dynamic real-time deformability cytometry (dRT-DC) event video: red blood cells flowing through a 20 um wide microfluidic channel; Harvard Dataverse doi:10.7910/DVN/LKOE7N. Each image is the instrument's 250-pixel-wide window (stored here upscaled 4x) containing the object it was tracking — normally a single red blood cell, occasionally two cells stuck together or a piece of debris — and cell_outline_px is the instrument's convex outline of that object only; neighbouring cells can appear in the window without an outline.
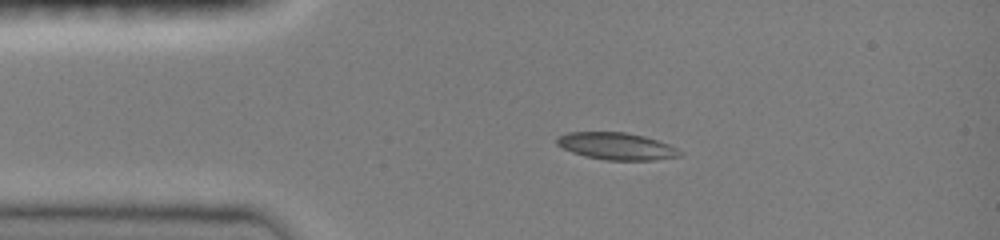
{"species": "common noctule bat (a hibernating species)", "species_latin": "Nyctalus noctula", "temperature_condition": "room temperature", "stored_images_in_passage": 39, "camera_frame_rate_fps": 3000, "um_per_image_px": 0.085, "animal": {"sex": "female", "body_mass_g": 19.0, "forearm_length_mm": 51.5}, "frame": {"image": 1, "passage_image": 1, "time_ms": 0.0, "image_size_px": [1000, 240], "cell_outline_px": [[684, 152], [680, 156], [652, 160], [604, 160], [584, 156], [572, 152], [556, 144], [556, 136], [568, 132], [624, 132], [644, 136], [668, 144]], "centroid_in_image_um": [52.38, 12.42], "position_along_channel_um": 32.6, "area_um2": 19.42}}
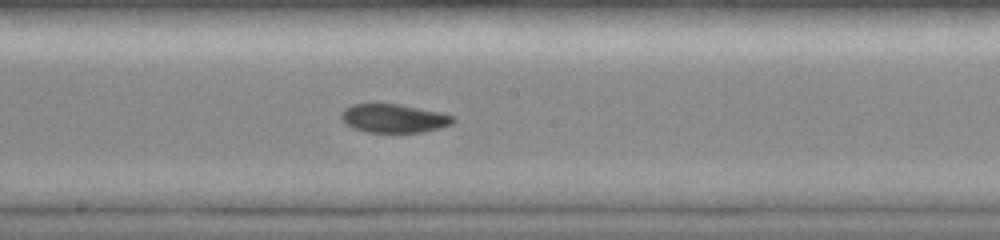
{"frame": {"image": 2, "passage_image": 17, "time_ms": 5.333, "image_size_px": [1000, 240], "cell_outline_px": [[456, 120], [452, 124], [440, 128], [424, 132], [368, 132], [352, 128], [344, 124], [340, 116], [340, 112], [344, 108], [352, 104], [400, 104], [440, 112], [452, 116]], "centroid_in_image_um": [33.44, 10.06], "position_along_channel_um": 214.8, "area_um2": 18.79}}
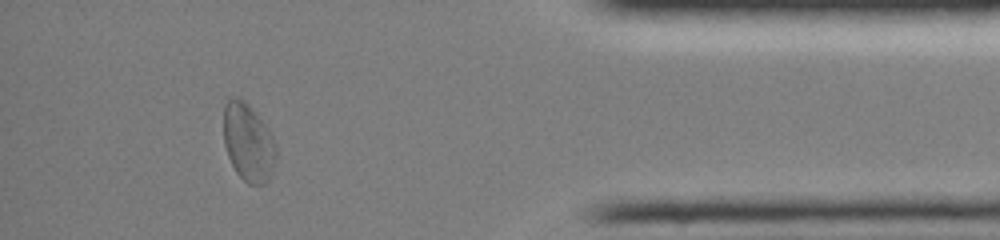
{"frame": {"image": 3, "passage_image": 34, "time_ms": 11.0, "image_size_px": [1000, 240], "cell_outline_px": [[276, 164], [268, 180], [264, 184], [248, 184], [236, 172], [228, 156], [224, 144], [224, 104], [228, 100], [236, 96], [244, 100], [248, 104], [268, 128], [276, 144]], "centroid_in_image_um": [21.11, 12.11], "position_along_channel_um": 414.1, "area_um2": 23.87}, "authors_computed_cell_mechanics": {"area_um2": 19.5364, "velocity_mm_per_s": 4.0273, "shape_relaxation_time_tau1_ms": null, "shape_relaxation_time_tau2_ms": 6.6251, "deformation_change_tau1": null, "deformation_change_tau2": 0.1117}}